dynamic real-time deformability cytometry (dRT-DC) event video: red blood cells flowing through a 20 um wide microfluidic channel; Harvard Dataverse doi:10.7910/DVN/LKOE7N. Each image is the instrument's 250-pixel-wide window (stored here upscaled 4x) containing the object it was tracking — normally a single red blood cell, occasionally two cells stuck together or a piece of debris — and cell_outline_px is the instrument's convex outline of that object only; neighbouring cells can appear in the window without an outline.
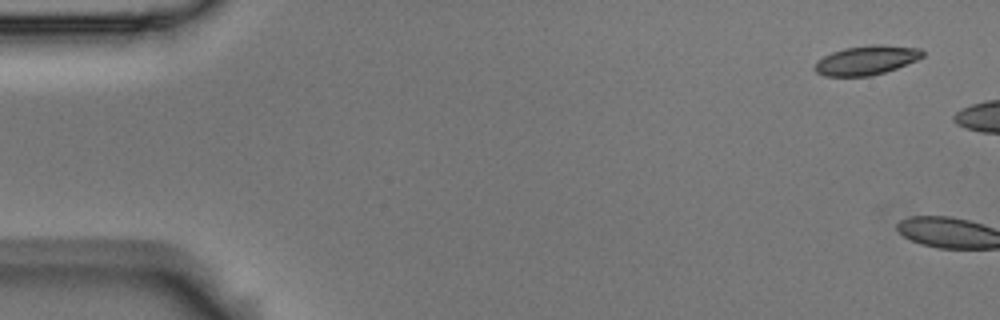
{"species": "Egyptian fruit bat (a non-hibernating species)", "species_latin": "Rousettus aegyptiacus", "temperature_condition": "room temperature", "stored_images_in_passage": 6, "segment_of_instrument_passage": [2, 2], "camera_frame_rate_fps": 3000, "um_per_image_px": 0.085, "animal": {"sex": "male"}, "frame": {"image": 1, "passage_image": 6, "time_ms": 1.667, "image_size_px": [1000, 320], "cell_outline_px": [[924, 56], [916, 60], [896, 68], [872, 76], [824, 76], [816, 72], [812, 68], [816, 60], [832, 52], [844, 48], [868, 44], [884, 44], [920, 48], [924, 52]], "centroid_in_image_um": [73.62, 5.11], "position_along_channel_um": 11.4, "area_um2": 18.61}}